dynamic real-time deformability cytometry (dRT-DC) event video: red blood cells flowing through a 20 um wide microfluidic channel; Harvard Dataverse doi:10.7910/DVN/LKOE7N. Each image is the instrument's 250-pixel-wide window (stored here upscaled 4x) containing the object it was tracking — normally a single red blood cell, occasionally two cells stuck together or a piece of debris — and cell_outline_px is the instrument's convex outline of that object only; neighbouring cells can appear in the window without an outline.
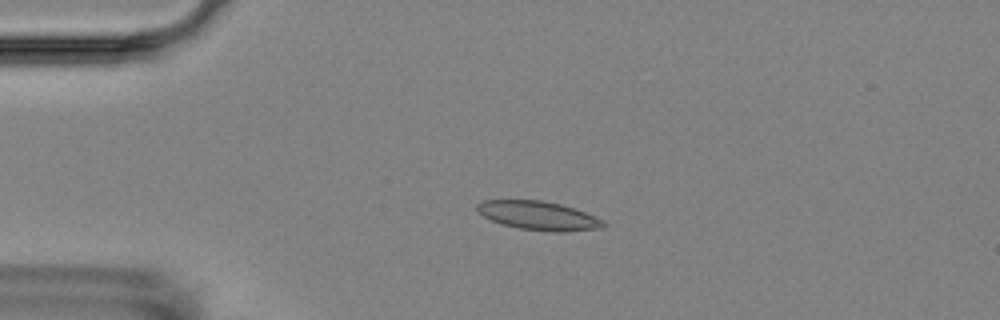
{"species": "Egyptian fruit bat (a non-hibernating species)", "species_latin": "Rousettus aegyptiacus", "temperature_condition": "room temperature", "stored_images_in_passage": 6, "camera_frame_rate_fps": 3000, "um_per_image_px": 0.085, "animal": {"sex": "female"}, "frame": {"image": 1, "passage_image": 4, "time_ms": 3.667, "image_size_px": [1000, 320], "cell_outline_px": [[608, 224], [604, 228], [564, 232], [552, 232], [520, 228], [504, 224], [492, 220], [484, 216], [476, 208], [476, 204], [484, 200], [540, 200], [560, 204], [584, 212], [604, 220]], "centroid_in_image_um": [45.82, 18.33], "position_along_channel_um": 39.2, "area_um2": 21.04}}